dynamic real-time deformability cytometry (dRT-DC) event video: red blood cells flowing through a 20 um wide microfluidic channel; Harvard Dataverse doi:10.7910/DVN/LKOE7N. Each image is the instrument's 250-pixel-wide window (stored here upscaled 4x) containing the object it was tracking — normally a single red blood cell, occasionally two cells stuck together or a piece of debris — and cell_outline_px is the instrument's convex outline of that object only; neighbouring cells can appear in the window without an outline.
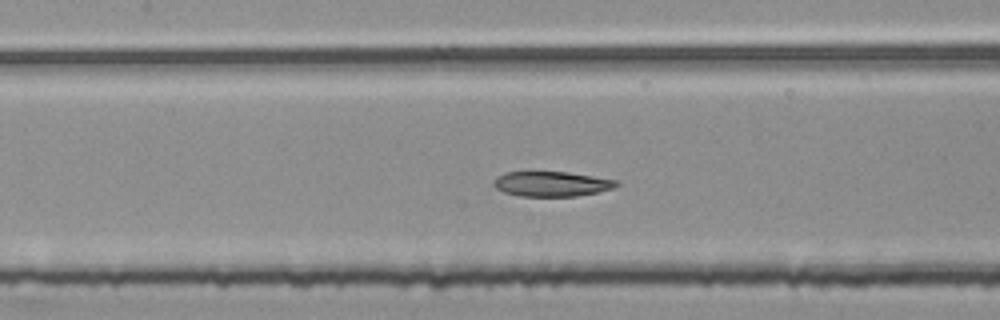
{"species": "common noctule bat (a hibernating species)", "species_latin": "Nyctalus noctula", "temperature_condition": "room temperature", "stored_images_in_passage": 45, "segment_of_instrument_passage": [2, 2], "camera_frame_rate_fps": 3000, "um_per_image_px": 0.085, "animal": {"sex": "female", "body_mass_g": 25.1}, "frame": {"image": 1, "passage_image": 18, "time_ms": 5.667, "image_size_px": [1000, 320], "cell_outline_px": [[620, 184], [612, 188], [600, 192], [576, 196], [520, 196], [504, 192], [496, 188], [492, 184], [492, 180], [496, 176], [504, 172], [568, 172], [620, 180]], "centroid_in_image_um": [46.89, 15.63], "position_along_channel_um": 160.5, "area_um2": 18.09}}
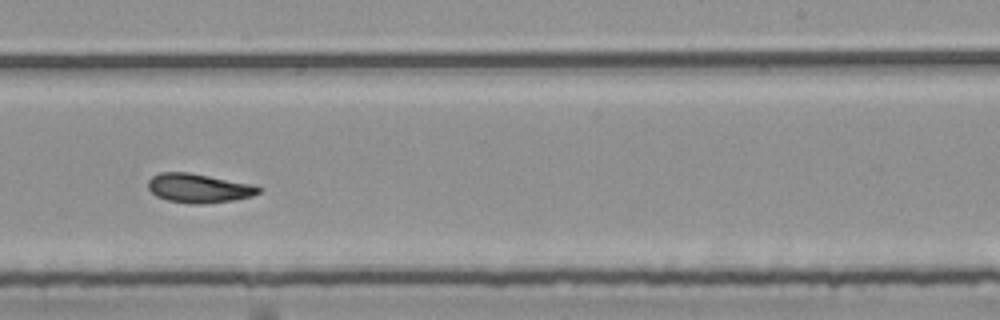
{"frame": {"image": 2, "passage_image": 27, "time_ms": 8.667, "image_size_px": [1000, 320], "cell_outline_px": [[264, 188], [260, 192], [252, 196], [232, 200], [204, 204], [188, 204], [168, 200], [156, 196], [148, 188], [148, 180], [152, 176], [160, 172], [188, 172], [256, 184]], "centroid_in_image_um": [16.93, 15.99], "position_along_channel_um": 272.1, "area_um2": 19.02}}
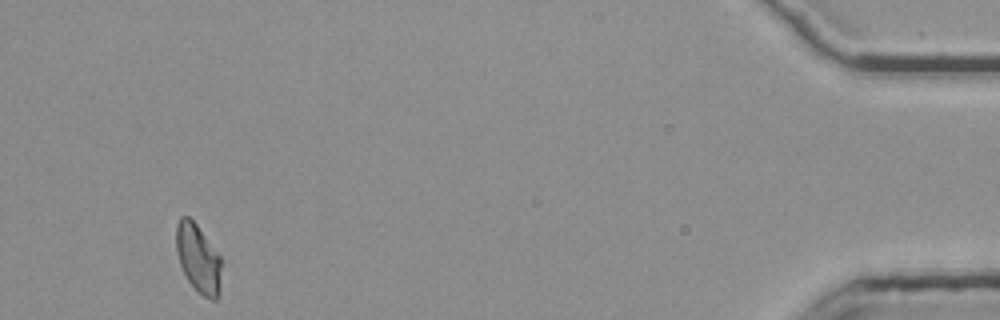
{"frame": {"image": 3, "passage_image": 45, "time_ms": 14.667, "image_size_px": [1000, 320], "cell_outline_px": [[220, 296], [216, 300], [212, 300], [204, 296], [188, 280], [180, 264], [176, 252], [176, 224], [180, 216], [188, 216], [196, 224], [220, 256]], "centroid_in_image_um": [16.84, 21.96], "position_along_channel_um": 418.4, "area_um2": 17.8}}